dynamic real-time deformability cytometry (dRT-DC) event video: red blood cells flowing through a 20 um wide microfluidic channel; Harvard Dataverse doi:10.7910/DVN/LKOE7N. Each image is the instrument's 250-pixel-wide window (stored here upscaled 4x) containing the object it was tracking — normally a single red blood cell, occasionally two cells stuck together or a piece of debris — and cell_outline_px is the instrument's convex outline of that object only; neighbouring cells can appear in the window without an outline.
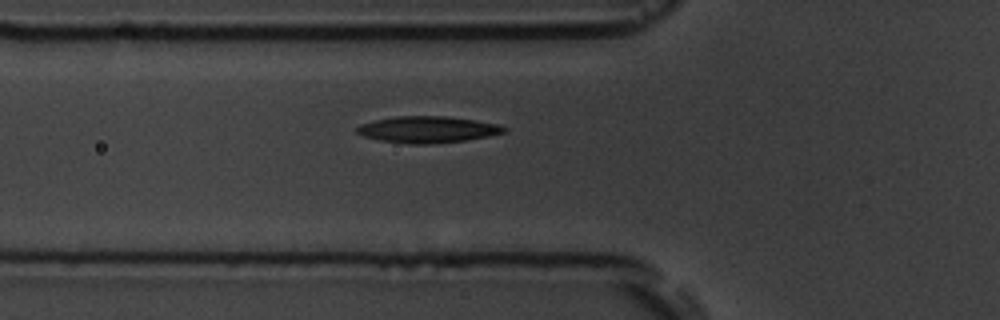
{"species": "common noctule bat (a hibernating species)", "species_latin": "Nyctalus noctula", "temperature_condition": "room temperature", "stored_images_in_passage": 5, "camera_frame_rate_fps": 3000, "um_per_image_px": 0.085, "animal": {"sex": "male", "body_mass_g": 19.5, "forearm_length_mm": 54.6}, "frame": {"image": 1, "passage_image": 5, "time_ms": 5.333, "image_size_px": [1000, 320], "cell_outline_px": [[508, 128], [504, 132], [488, 136], [464, 140], [432, 144], [408, 144], [380, 140], [364, 136], [356, 132], [356, 128], [360, 124], [376, 120], [396, 116], [444, 116], [476, 120], [500, 124]], "centroid_in_image_um": [36.36, 11.0], "position_along_channel_um": 89.4, "area_um2": 22.66}}